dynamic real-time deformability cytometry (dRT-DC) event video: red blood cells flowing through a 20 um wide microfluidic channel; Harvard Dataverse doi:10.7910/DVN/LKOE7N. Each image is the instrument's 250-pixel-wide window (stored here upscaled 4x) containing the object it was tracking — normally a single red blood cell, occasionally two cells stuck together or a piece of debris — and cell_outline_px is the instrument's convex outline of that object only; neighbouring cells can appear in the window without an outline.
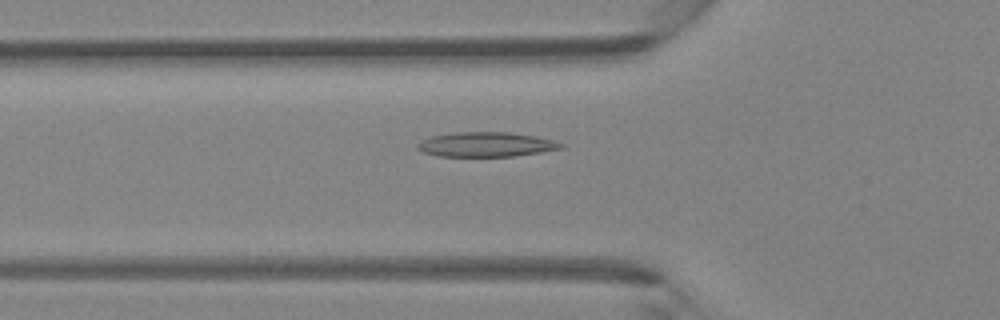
{"species": "Egyptian fruit bat (a non-hibernating species)", "species_latin": "Rousettus aegyptiacus", "temperature_condition": "room temperature", "stored_images_in_passage": 46, "camera_frame_rate_fps": 3000, "um_per_image_px": 0.085, "animal": {"sex": "female"}, "frame": {"image": 1, "passage_image": 16, "time_ms": 5.0, "image_size_px": [1000, 320], "cell_outline_px": [[564, 148], [540, 152], [512, 156], [440, 156], [424, 152], [416, 148], [416, 144], [432, 136], [456, 132], [508, 132], [536, 136], [552, 140], [564, 144]], "centroid_in_image_um": [41.33, 12.27], "position_along_channel_um": 84.5, "area_um2": 20.4}}
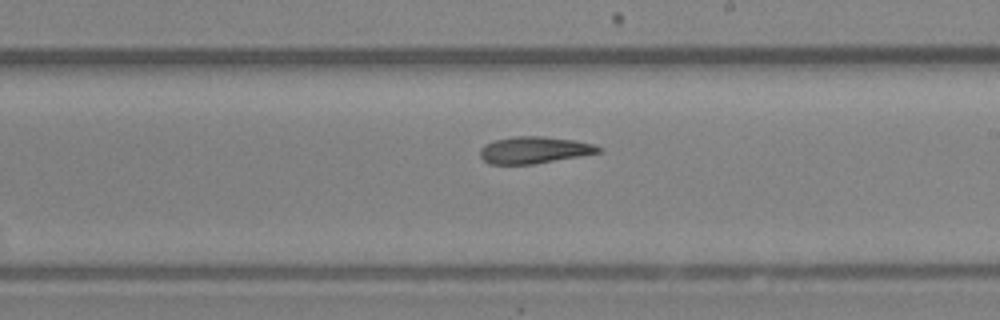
{"frame": {"image": 2, "passage_image": 27, "time_ms": 8.667, "image_size_px": [1000, 320], "cell_outline_px": [[604, 148], [600, 152], [580, 156], [532, 164], [488, 164], [480, 156], [480, 148], [484, 144], [496, 140], [516, 136], [544, 136], [576, 140], [592, 144]], "centroid_in_image_um": [45.4, 12.75], "position_along_channel_um": 243.6, "area_um2": 18.5}}
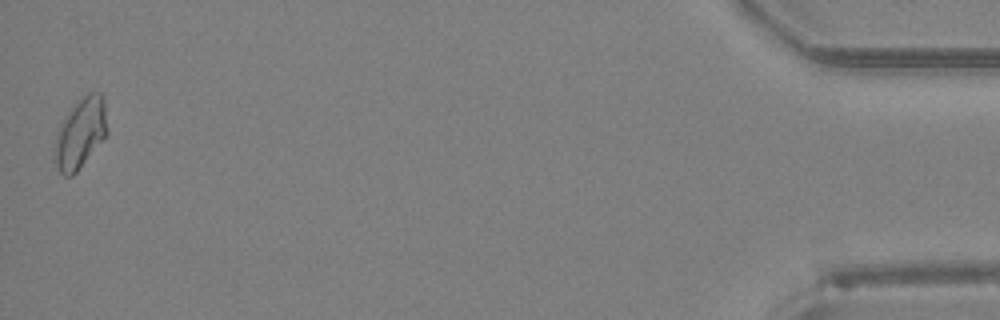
{"frame": {"image": 3, "passage_image": 46, "time_ms": 15.0, "image_size_px": [1000, 320], "cell_outline_px": [[108, 132], [76, 172], [72, 176], [64, 176], [60, 172], [56, 164], [56, 132], [68, 112], [88, 92], [100, 92], [104, 96]], "centroid_in_image_um": [6.87, 11.29], "position_along_channel_um": 428.3, "area_um2": 20.92}, "authors_computed_cell_mechanics": {"area_um2": 19.4208, "velocity_mm_per_s": 4.3477, "shape_relaxation_time_tau1_ms": null, "shape_relaxation_time_tau2_ms": 4.3071, "deformation_change_tau1": null, "deformation_change_tau2": 0.1064}}